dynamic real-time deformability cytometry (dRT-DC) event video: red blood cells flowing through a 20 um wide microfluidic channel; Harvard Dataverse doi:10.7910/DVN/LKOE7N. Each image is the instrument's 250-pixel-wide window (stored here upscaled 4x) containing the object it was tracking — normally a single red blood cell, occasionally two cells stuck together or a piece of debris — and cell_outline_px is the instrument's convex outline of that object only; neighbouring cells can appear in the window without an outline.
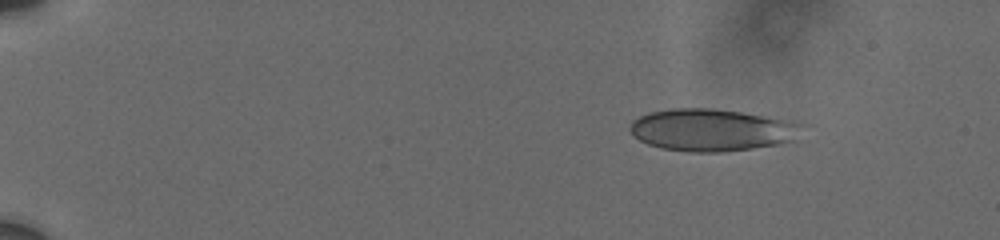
{"species": "human", "species_latin": "Homo sapiens", "temperature_condition": "cold", "stored_images_in_passage": 11, "camera_frame_rate_fps": 3000, "um_per_image_px": 0.085, "donor": {"sex": "male"}, "frame": {"image": 1, "passage_image": 3, "time_ms": 2.0, "image_size_px": [1000, 240], "cell_outline_px": [[804, 124], [792, 140], [780, 144], [724, 152], [688, 152], [660, 148], [648, 144], [640, 140], [628, 128], [632, 120], [648, 112], [672, 108], [712, 108], [740, 112], [788, 120]], "centroid_in_image_um": [60.45, 11.05], "position_along_channel_um": 24.6, "area_um2": 42.14}}
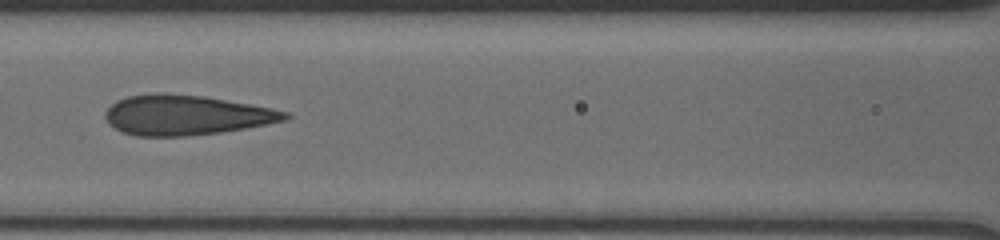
{"frame": {"image": 2, "passage_image": 10, "time_ms": 8.667, "image_size_px": [1000, 240], "cell_outline_px": [[292, 116], [284, 120], [268, 124], [220, 132], [188, 136], [136, 136], [120, 132], [104, 116], [104, 112], [116, 100], [128, 96], [156, 92], [164, 92], [204, 96], [272, 108], [288, 112]], "centroid_in_image_um": [15.8, 9.77], "position_along_channel_um": 150.8, "area_um2": 41.91}}
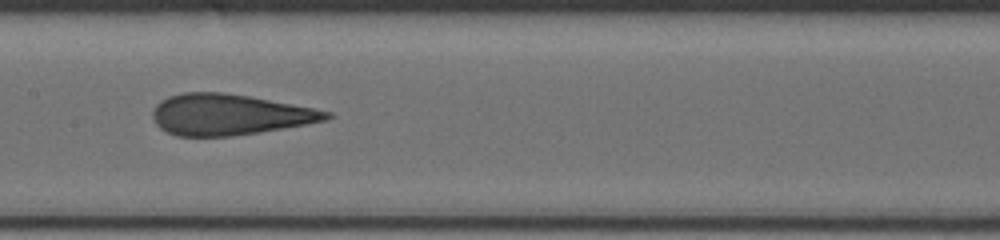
{"frame": {"image": 3, "passage_image": 11, "time_ms": 9.667, "image_size_px": [1000, 240], "cell_outline_px": [[332, 116], [328, 120], [284, 128], [232, 136], [176, 136], [160, 128], [156, 124], [152, 116], [152, 112], [156, 104], [160, 100], [168, 96], [184, 92], [224, 92], [248, 96], [312, 108], [332, 112]], "centroid_in_image_um": [19.46, 9.74], "position_along_channel_um": 187.9, "area_um2": 41.27}}